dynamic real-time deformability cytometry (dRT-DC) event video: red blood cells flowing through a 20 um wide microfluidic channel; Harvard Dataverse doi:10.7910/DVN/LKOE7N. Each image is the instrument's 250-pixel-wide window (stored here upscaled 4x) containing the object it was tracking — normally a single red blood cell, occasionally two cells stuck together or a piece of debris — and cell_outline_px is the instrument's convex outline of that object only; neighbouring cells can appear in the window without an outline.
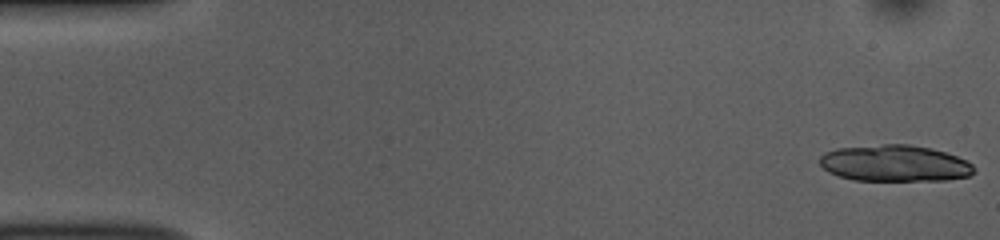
{"species": "common noctule bat (a hibernating species)", "species_latin": "Nyctalus noctula", "temperature_condition": "room temperature", "stored_images_in_passage": 32, "camera_frame_rate_fps": 3000, "um_per_image_px": 0.085, "animal": {"sex": "female", "body_mass_g": 10.0, "forearm_length_mm": 53.1}, "frame": {"image": 1, "passage_image": 1, "time_ms": 0.0, "image_size_px": [1000, 240], "cell_outline_px": [[976, 172], [968, 176], [948, 180], [852, 180], [828, 172], [820, 164], [820, 156], [824, 152], [836, 148], [884, 144], [908, 144], [932, 148], [956, 156], [972, 164], [976, 168]], "centroid_in_image_um": [76.05, 13.88], "position_along_channel_um": 8.9, "area_um2": 32.83}}